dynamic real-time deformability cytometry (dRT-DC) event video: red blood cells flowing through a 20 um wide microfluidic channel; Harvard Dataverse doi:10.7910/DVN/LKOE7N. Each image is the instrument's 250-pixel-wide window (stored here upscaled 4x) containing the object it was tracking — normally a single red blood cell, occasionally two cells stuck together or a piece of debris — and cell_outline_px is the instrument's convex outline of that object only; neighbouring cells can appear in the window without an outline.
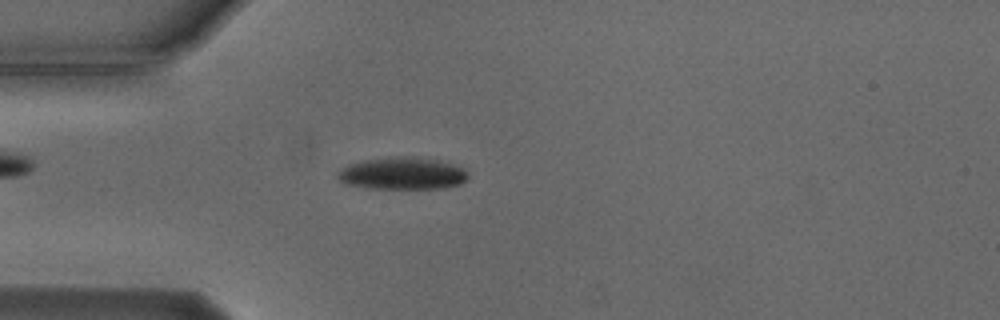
{"species": "Egyptian fruit bat (a non-hibernating species)", "species_latin": "Rousettus aegyptiacus", "temperature_condition": "cold", "stored_images_in_passage": 53, "camera_frame_rate_fps": 3000, "um_per_image_px": 0.085, "animal": {"sex": "male"}, "frame": {"image": 1, "passage_image": 14, "time_ms": 4.333, "image_size_px": [1000, 320], "cell_outline_px": [[468, 180], [460, 184], [440, 188], [368, 188], [348, 184], [340, 180], [336, 176], [336, 172], [348, 164], [364, 160], [388, 156], [416, 156], [448, 160], [464, 168], [468, 172]], "centroid_in_image_um": [34.27, 14.7], "position_along_channel_um": 50.7, "area_um2": 25.09}}
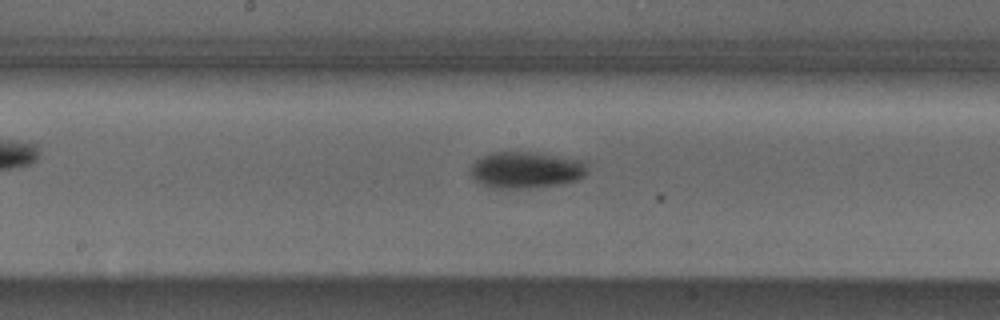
{"frame": {"image": 2, "passage_image": 27, "time_ms": 8.667, "image_size_px": [1000, 320], "cell_outline_px": [[588, 172], [584, 176], [576, 180], [560, 184], [528, 188], [492, 188], [480, 184], [472, 176], [472, 164], [476, 160], [492, 152], [536, 152], [584, 160]], "centroid_in_image_um": [44.74, 14.44], "position_along_channel_um": 203.5, "area_um2": 24.85}}
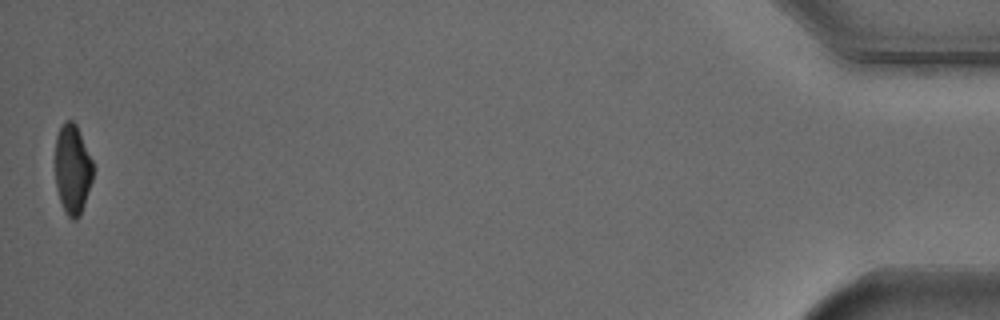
{"frame": {"image": 3, "passage_image": 53, "time_ms": 17.333, "image_size_px": [1000, 320], "cell_outline_px": [[92, 180], [80, 216], [76, 220], [72, 220], [68, 216], [60, 200], [56, 188], [56, 136], [64, 120], [72, 120], [76, 124], [92, 160]], "centroid_in_image_um": [6.16, 14.38], "position_along_channel_um": 429.0, "area_um2": 19.48}, "authors_computed_cell_mechanics": {"area_um2": 22.0796, "velocity_mm_per_s": 3.756, "shape_relaxation_time_tau1_ms": 2.2762, "shape_relaxation_time_tau2_ms": null, "deformation_change_tau1": 0.1224, "deformation_change_tau2": null}}